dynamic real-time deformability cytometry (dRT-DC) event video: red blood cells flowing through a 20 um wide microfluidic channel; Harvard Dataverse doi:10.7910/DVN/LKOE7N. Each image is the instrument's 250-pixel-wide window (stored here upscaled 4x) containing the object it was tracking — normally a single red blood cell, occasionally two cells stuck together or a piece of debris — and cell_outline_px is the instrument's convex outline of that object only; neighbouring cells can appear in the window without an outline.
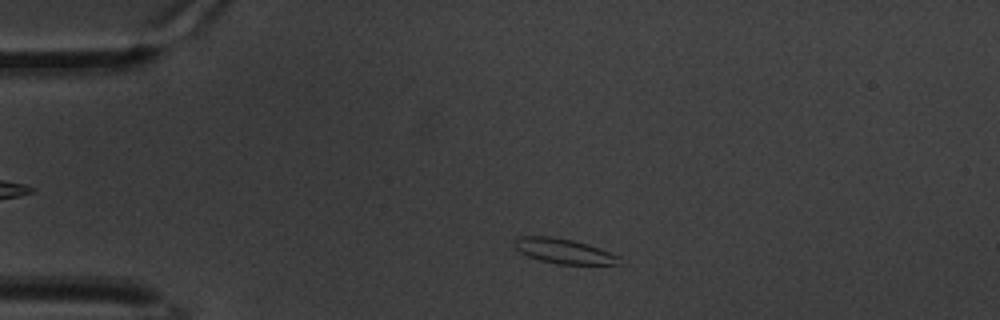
{"species": "common noctule bat (a hibernating species)", "species_latin": "Nyctalus noctula", "temperature_condition": "warm", "stored_images_in_passage": 55, "camera_frame_rate_fps": 3000, "um_per_image_px": 0.085, "animal": {"sex": "male", "body_mass_g": 20.1, "forearm_length_mm": 53.5}, "frame": {"image": 1, "passage_image": 7, "time_ms": 2.0, "image_size_px": [1000, 320], "cell_outline_px": [[620, 256], [616, 264], [556, 264], [540, 260], [528, 256], [520, 252], [512, 244], [512, 240], [516, 236], [552, 236], [572, 240], [588, 244]], "centroid_in_image_um": [47.83, 21.32], "position_along_channel_um": 37.2, "area_um2": 15.2}}
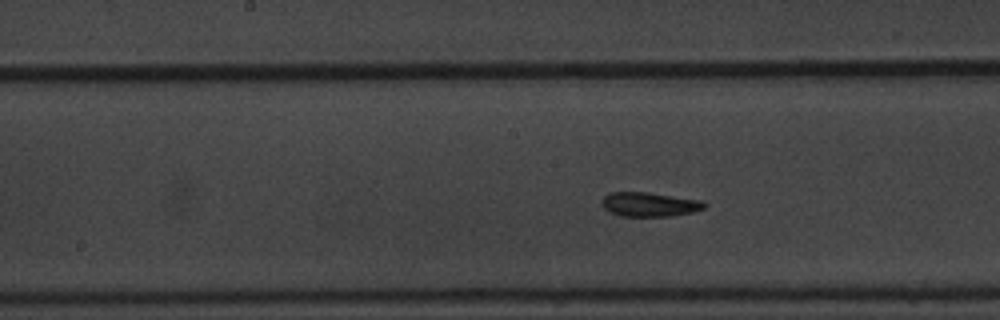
{"frame": {"image": 2, "passage_image": 25, "time_ms": 8.0, "image_size_px": [1000, 320], "cell_outline_px": [[708, 204], [704, 208], [692, 212], [672, 216], [620, 216], [608, 212], [600, 204], [600, 200], [608, 192], [648, 192], [704, 200]], "centroid_in_image_um": [55.19, 17.36], "position_along_channel_um": 193.0, "area_um2": 14.85}}
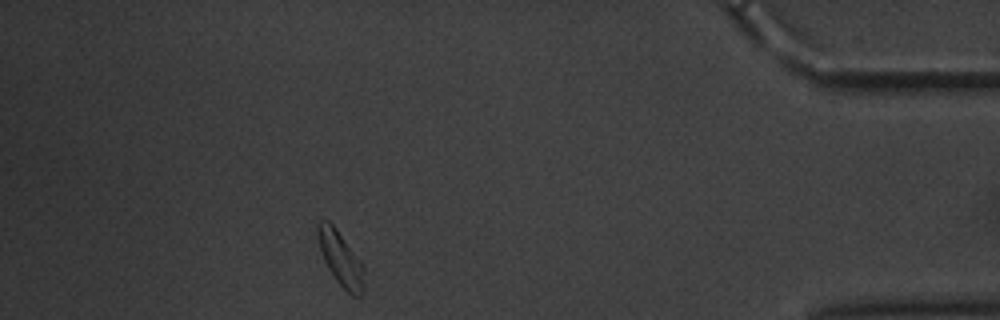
{"frame": {"image": 3, "passage_image": 49, "time_ms": 16.0, "image_size_px": [1000, 320], "cell_outline_px": [[364, 292], [360, 296], [352, 296], [336, 280], [328, 268], [324, 260], [316, 236], [316, 224], [320, 220], [328, 220], [336, 228], [364, 264]], "centroid_in_image_um": [28.96, 21.97], "position_along_channel_um": 406.2, "area_um2": 14.85}, "authors_computed_cell_mechanics": {"area_um2": 14.5656, "velocity_mm_per_s": 3.2439, "shape_relaxation_time_tau1_ms": 2.8796, "shape_relaxation_time_tau2_ms": 2.7278, "deformation_change_tau1": 0.1013, "deformation_change_tau2": 0.0852}}